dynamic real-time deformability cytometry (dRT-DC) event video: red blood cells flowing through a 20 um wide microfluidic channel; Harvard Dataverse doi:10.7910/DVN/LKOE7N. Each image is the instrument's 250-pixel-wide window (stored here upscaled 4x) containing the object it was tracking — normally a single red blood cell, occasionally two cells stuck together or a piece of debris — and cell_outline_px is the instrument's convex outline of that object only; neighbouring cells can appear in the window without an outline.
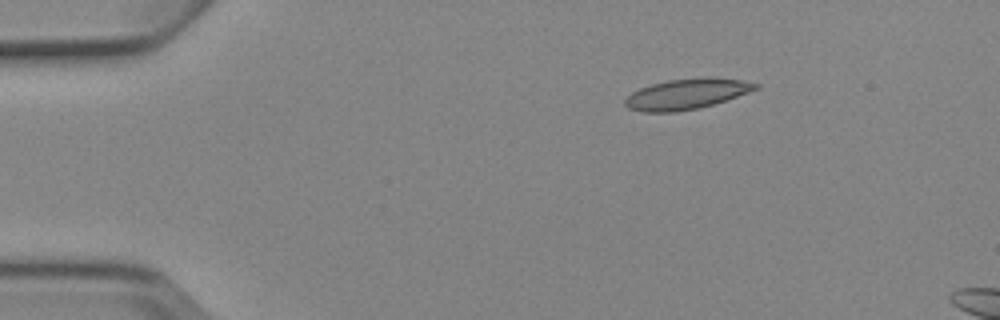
{"species": "Egyptian fruit bat (a non-hibernating species)", "species_latin": "Rousettus aegyptiacus", "temperature_condition": "cold", "stored_images_in_passage": 3, "camera_frame_rate_fps": 3000, "um_per_image_px": 0.085, "animal": {"sex": "female"}, "frame": {"image": 1, "passage_image": 1, "time_ms": 0.0, "image_size_px": [1000, 320], "cell_outline_px": [[760, 88], [700, 108], [676, 112], [644, 112], [628, 108], [624, 104], [624, 100], [632, 92], [640, 88], [652, 84], [668, 80], [700, 76], [708, 76], [740, 80], [760, 84]], "centroid_in_image_um": [58.35, 7.98], "position_along_channel_um": 26.6, "area_um2": 23.24}}